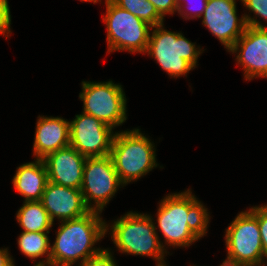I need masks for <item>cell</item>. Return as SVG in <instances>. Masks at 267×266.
Listing matches in <instances>:
<instances>
[{
	"label": "cell",
	"mask_w": 267,
	"mask_h": 266,
	"mask_svg": "<svg viewBox=\"0 0 267 266\" xmlns=\"http://www.w3.org/2000/svg\"><path fill=\"white\" fill-rule=\"evenodd\" d=\"M152 220L151 215L130 211L114 221L110 226L111 236L118 251L129 255L153 257L157 265L166 263L164 254L167 251Z\"/></svg>",
	"instance_id": "3"
},
{
	"label": "cell",
	"mask_w": 267,
	"mask_h": 266,
	"mask_svg": "<svg viewBox=\"0 0 267 266\" xmlns=\"http://www.w3.org/2000/svg\"><path fill=\"white\" fill-rule=\"evenodd\" d=\"M0 266H15L7 248L0 249Z\"/></svg>",
	"instance_id": "26"
},
{
	"label": "cell",
	"mask_w": 267,
	"mask_h": 266,
	"mask_svg": "<svg viewBox=\"0 0 267 266\" xmlns=\"http://www.w3.org/2000/svg\"><path fill=\"white\" fill-rule=\"evenodd\" d=\"M120 185L123 186L109 155L86 158L80 190L86 206L91 211L101 213ZM92 200L95 205L91 203Z\"/></svg>",
	"instance_id": "9"
},
{
	"label": "cell",
	"mask_w": 267,
	"mask_h": 266,
	"mask_svg": "<svg viewBox=\"0 0 267 266\" xmlns=\"http://www.w3.org/2000/svg\"><path fill=\"white\" fill-rule=\"evenodd\" d=\"M69 122L61 117L39 115L33 144L36 159H44L48 154L70 146Z\"/></svg>",
	"instance_id": "15"
},
{
	"label": "cell",
	"mask_w": 267,
	"mask_h": 266,
	"mask_svg": "<svg viewBox=\"0 0 267 266\" xmlns=\"http://www.w3.org/2000/svg\"><path fill=\"white\" fill-rule=\"evenodd\" d=\"M155 154L151 140L144 136L140 129L135 128L116 132L109 156L121 183L125 186L158 166Z\"/></svg>",
	"instance_id": "4"
},
{
	"label": "cell",
	"mask_w": 267,
	"mask_h": 266,
	"mask_svg": "<svg viewBox=\"0 0 267 266\" xmlns=\"http://www.w3.org/2000/svg\"><path fill=\"white\" fill-rule=\"evenodd\" d=\"M257 221L260 230L264 256L267 260V204L257 206Z\"/></svg>",
	"instance_id": "22"
},
{
	"label": "cell",
	"mask_w": 267,
	"mask_h": 266,
	"mask_svg": "<svg viewBox=\"0 0 267 266\" xmlns=\"http://www.w3.org/2000/svg\"><path fill=\"white\" fill-rule=\"evenodd\" d=\"M164 23L150 30L146 53L154 58L171 77L187 75L197 65L201 50L184 37L182 33L167 31Z\"/></svg>",
	"instance_id": "5"
},
{
	"label": "cell",
	"mask_w": 267,
	"mask_h": 266,
	"mask_svg": "<svg viewBox=\"0 0 267 266\" xmlns=\"http://www.w3.org/2000/svg\"><path fill=\"white\" fill-rule=\"evenodd\" d=\"M108 53L129 51L145 53L152 26L129 11L117 6L112 0H105Z\"/></svg>",
	"instance_id": "6"
},
{
	"label": "cell",
	"mask_w": 267,
	"mask_h": 266,
	"mask_svg": "<svg viewBox=\"0 0 267 266\" xmlns=\"http://www.w3.org/2000/svg\"><path fill=\"white\" fill-rule=\"evenodd\" d=\"M227 257L249 265L264 264L257 206L240 212L225 231Z\"/></svg>",
	"instance_id": "8"
},
{
	"label": "cell",
	"mask_w": 267,
	"mask_h": 266,
	"mask_svg": "<svg viewBox=\"0 0 267 266\" xmlns=\"http://www.w3.org/2000/svg\"><path fill=\"white\" fill-rule=\"evenodd\" d=\"M185 1L184 0H176L177 7H178L177 12L179 13V15L182 16V18H185L186 20L187 19L196 18V17L197 18H201V16L203 15V12H204V10H205V8L207 6L208 0H197V2L194 1L195 4H198V6L194 5L195 8L191 7V6H193V3L192 4L190 3L191 1L189 2V0H187L186 1L187 3ZM183 2H184V4H183ZM188 2L191 4V6L188 4ZM185 3L191 7V9H189L190 12H189V10L185 9V8H189V6H187ZM191 11L194 12V13H192Z\"/></svg>",
	"instance_id": "20"
},
{
	"label": "cell",
	"mask_w": 267,
	"mask_h": 266,
	"mask_svg": "<svg viewBox=\"0 0 267 266\" xmlns=\"http://www.w3.org/2000/svg\"><path fill=\"white\" fill-rule=\"evenodd\" d=\"M11 15L8 0H0V34L9 37L11 30ZM6 34V35H5Z\"/></svg>",
	"instance_id": "23"
},
{
	"label": "cell",
	"mask_w": 267,
	"mask_h": 266,
	"mask_svg": "<svg viewBox=\"0 0 267 266\" xmlns=\"http://www.w3.org/2000/svg\"><path fill=\"white\" fill-rule=\"evenodd\" d=\"M48 180L58 185L81 189L86 157L68 146L48 154L43 159Z\"/></svg>",
	"instance_id": "14"
},
{
	"label": "cell",
	"mask_w": 267,
	"mask_h": 266,
	"mask_svg": "<svg viewBox=\"0 0 267 266\" xmlns=\"http://www.w3.org/2000/svg\"><path fill=\"white\" fill-rule=\"evenodd\" d=\"M82 2L85 1V2H93L94 4L97 3L98 1L101 2V0H81Z\"/></svg>",
	"instance_id": "28"
},
{
	"label": "cell",
	"mask_w": 267,
	"mask_h": 266,
	"mask_svg": "<svg viewBox=\"0 0 267 266\" xmlns=\"http://www.w3.org/2000/svg\"><path fill=\"white\" fill-rule=\"evenodd\" d=\"M16 213L23 232H50L53 221L40 201H24Z\"/></svg>",
	"instance_id": "17"
},
{
	"label": "cell",
	"mask_w": 267,
	"mask_h": 266,
	"mask_svg": "<svg viewBox=\"0 0 267 266\" xmlns=\"http://www.w3.org/2000/svg\"><path fill=\"white\" fill-rule=\"evenodd\" d=\"M79 98L83 101V113L94 116L113 129L127 120L125 93L122 86L112 80L82 81Z\"/></svg>",
	"instance_id": "7"
},
{
	"label": "cell",
	"mask_w": 267,
	"mask_h": 266,
	"mask_svg": "<svg viewBox=\"0 0 267 266\" xmlns=\"http://www.w3.org/2000/svg\"><path fill=\"white\" fill-rule=\"evenodd\" d=\"M40 202L49 214L51 220L59 221L76 219L89 213L80 189L65 187L48 182Z\"/></svg>",
	"instance_id": "13"
},
{
	"label": "cell",
	"mask_w": 267,
	"mask_h": 266,
	"mask_svg": "<svg viewBox=\"0 0 267 266\" xmlns=\"http://www.w3.org/2000/svg\"><path fill=\"white\" fill-rule=\"evenodd\" d=\"M220 266H248V265L227 257L226 260H224Z\"/></svg>",
	"instance_id": "27"
},
{
	"label": "cell",
	"mask_w": 267,
	"mask_h": 266,
	"mask_svg": "<svg viewBox=\"0 0 267 266\" xmlns=\"http://www.w3.org/2000/svg\"><path fill=\"white\" fill-rule=\"evenodd\" d=\"M156 266H167L166 263H163V264H156Z\"/></svg>",
	"instance_id": "29"
},
{
	"label": "cell",
	"mask_w": 267,
	"mask_h": 266,
	"mask_svg": "<svg viewBox=\"0 0 267 266\" xmlns=\"http://www.w3.org/2000/svg\"><path fill=\"white\" fill-rule=\"evenodd\" d=\"M117 6L129 11L152 27L163 24L154 5L149 0H112Z\"/></svg>",
	"instance_id": "19"
},
{
	"label": "cell",
	"mask_w": 267,
	"mask_h": 266,
	"mask_svg": "<svg viewBox=\"0 0 267 266\" xmlns=\"http://www.w3.org/2000/svg\"><path fill=\"white\" fill-rule=\"evenodd\" d=\"M99 214L90 211L82 217L61 221L51 246L50 266H72L78 260L82 263L102 250L93 246L107 234L110 225Z\"/></svg>",
	"instance_id": "2"
},
{
	"label": "cell",
	"mask_w": 267,
	"mask_h": 266,
	"mask_svg": "<svg viewBox=\"0 0 267 266\" xmlns=\"http://www.w3.org/2000/svg\"><path fill=\"white\" fill-rule=\"evenodd\" d=\"M188 189L164 197L157 211V223L165 245L189 247L207 234L209 213Z\"/></svg>",
	"instance_id": "1"
},
{
	"label": "cell",
	"mask_w": 267,
	"mask_h": 266,
	"mask_svg": "<svg viewBox=\"0 0 267 266\" xmlns=\"http://www.w3.org/2000/svg\"><path fill=\"white\" fill-rule=\"evenodd\" d=\"M70 146L87 157L110 155L116 132L94 116L81 113L69 122Z\"/></svg>",
	"instance_id": "11"
},
{
	"label": "cell",
	"mask_w": 267,
	"mask_h": 266,
	"mask_svg": "<svg viewBox=\"0 0 267 266\" xmlns=\"http://www.w3.org/2000/svg\"><path fill=\"white\" fill-rule=\"evenodd\" d=\"M265 264H259V265H249V266H264Z\"/></svg>",
	"instance_id": "30"
},
{
	"label": "cell",
	"mask_w": 267,
	"mask_h": 266,
	"mask_svg": "<svg viewBox=\"0 0 267 266\" xmlns=\"http://www.w3.org/2000/svg\"><path fill=\"white\" fill-rule=\"evenodd\" d=\"M12 182L17 192L25 198L24 201H40L49 182L43 159L20 165Z\"/></svg>",
	"instance_id": "16"
},
{
	"label": "cell",
	"mask_w": 267,
	"mask_h": 266,
	"mask_svg": "<svg viewBox=\"0 0 267 266\" xmlns=\"http://www.w3.org/2000/svg\"><path fill=\"white\" fill-rule=\"evenodd\" d=\"M243 5L250 11L253 12L255 17L263 18L267 21V0H241ZM257 15V16H256Z\"/></svg>",
	"instance_id": "24"
},
{
	"label": "cell",
	"mask_w": 267,
	"mask_h": 266,
	"mask_svg": "<svg viewBox=\"0 0 267 266\" xmlns=\"http://www.w3.org/2000/svg\"><path fill=\"white\" fill-rule=\"evenodd\" d=\"M164 19L166 14H174L178 10L176 0H149Z\"/></svg>",
	"instance_id": "25"
},
{
	"label": "cell",
	"mask_w": 267,
	"mask_h": 266,
	"mask_svg": "<svg viewBox=\"0 0 267 266\" xmlns=\"http://www.w3.org/2000/svg\"><path fill=\"white\" fill-rule=\"evenodd\" d=\"M79 266H117L109 249H102L98 254L86 259Z\"/></svg>",
	"instance_id": "21"
},
{
	"label": "cell",
	"mask_w": 267,
	"mask_h": 266,
	"mask_svg": "<svg viewBox=\"0 0 267 266\" xmlns=\"http://www.w3.org/2000/svg\"><path fill=\"white\" fill-rule=\"evenodd\" d=\"M243 16L247 27L228 52H238L236 62L243 67L246 80L267 77V27L255 17Z\"/></svg>",
	"instance_id": "10"
},
{
	"label": "cell",
	"mask_w": 267,
	"mask_h": 266,
	"mask_svg": "<svg viewBox=\"0 0 267 266\" xmlns=\"http://www.w3.org/2000/svg\"><path fill=\"white\" fill-rule=\"evenodd\" d=\"M50 232H22L18 237L20 251L31 259L47 255L46 259L37 262L34 266H50L51 243Z\"/></svg>",
	"instance_id": "18"
},
{
	"label": "cell",
	"mask_w": 267,
	"mask_h": 266,
	"mask_svg": "<svg viewBox=\"0 0 267 266\" xmlns=\"http://www.w3.org/2000/svg\"><path fill=\"white\" fill-rule=\"evenodd\" d=\"M202 24L217 37L227 51L247 27L244 16L238 19L236 0H208Z\"/></svg>",
	"instance_id": "12"
}]
</instances>
